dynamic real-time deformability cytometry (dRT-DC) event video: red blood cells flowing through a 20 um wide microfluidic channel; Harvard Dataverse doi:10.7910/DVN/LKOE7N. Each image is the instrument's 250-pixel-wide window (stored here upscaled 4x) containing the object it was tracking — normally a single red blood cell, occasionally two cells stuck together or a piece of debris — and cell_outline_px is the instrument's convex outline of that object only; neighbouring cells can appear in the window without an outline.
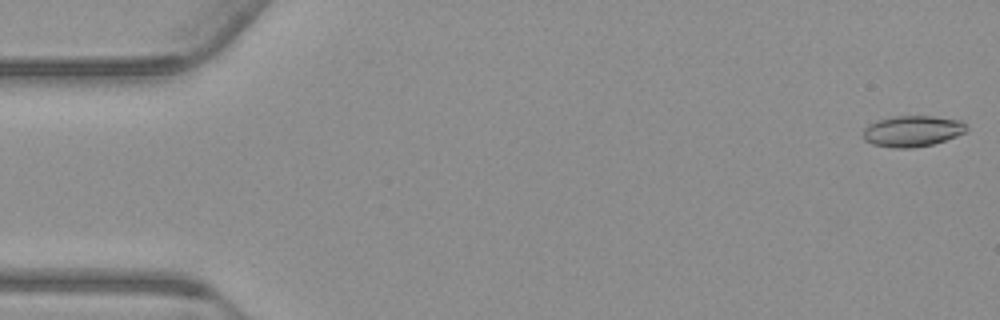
{"species": "common noctule bat (a hibernating species)", "species_latin": "Nyctalus noctula", "temperature_condition": "warm", "stored_images_in_passage": 55, "camera_frame_rate_fps": 3000, "um_per_image_px": 0.085, "animal": {"sex": "male", "body_mass_g": 23.1, "forearm_length_mm": 52.7}, "frame": {"image": 1, "passage_image": 1, "time_ms": 0.0, "image_size_px": [1000, 320], "cell_outline_px": [[968, 128], [964, 132], [956, 136], [932, 144], [912, 148], [892, 148], [872, 144], [864, 140], [864, 128], [868, 124], [876, 120], [892, 116], [932, 116], [960, 120]], "centroid_in_image_um": [77.51, 11.14], "position_along_channel_um": 7.5, "area_um2": 18.67}}
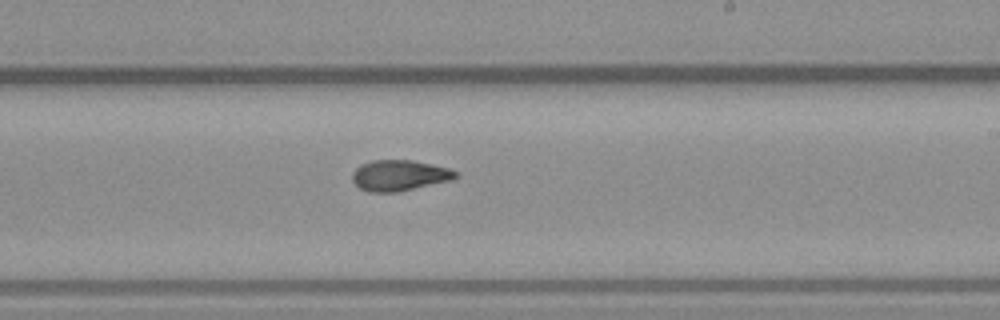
{"frame": {"image": 2, "passage_image": 32, "time_ms": 10.333, "image_size_px": [1000, 320], "cell_outline_px": [[456, 176], [452, 180], [400, 192], [368, 192], [360, 188], [352, 180], [352, 172], [360, 164], [372, 160], [412, 160], [432, 164], [448, 168], [456, 172]], "centroid_in_image_um": [33.92, 14.91], "position_along_channel_um": 255.1, "area_um2": 18.61}}
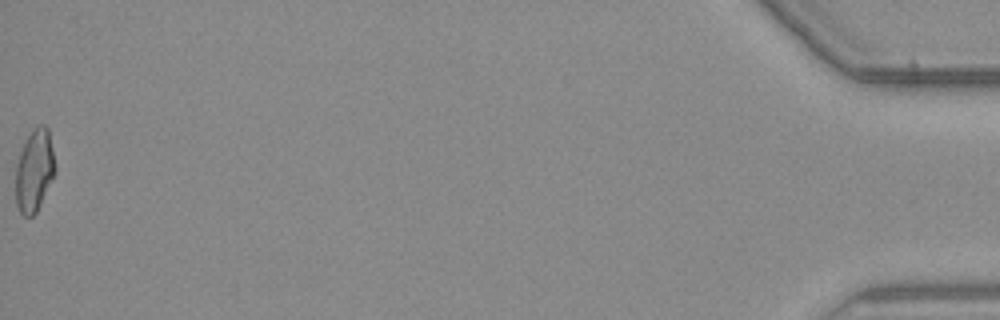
{"frame": {"image": 3, "passage_image": 55, "time_ms": 18.0, "image_size_px": [1000, 320], "cell_outline_px": [[56, 172], [36, 212], [32, 216], [24, 216], [20, 212], [16, 204], [16, 164], [24, 140], [32, 128], [40, 124], [44, 124], [48, 128], [56, 168]], "centroid_in_image_um": [2.92, 14.46], "position_along_channel_um": 432.3, "area_um2": 19.02}, "authors_computed_cell_mechanics": {"area_um2": 18.6116, "velocity_mm_per_s": 3.7624, "shape_relaxation_time_tau1_ms": null, "shape_relaxation_time_tau2_ms": 2.4623, "deformation_change_tau1": null, "deformation_change_tau2": 0.0898}}